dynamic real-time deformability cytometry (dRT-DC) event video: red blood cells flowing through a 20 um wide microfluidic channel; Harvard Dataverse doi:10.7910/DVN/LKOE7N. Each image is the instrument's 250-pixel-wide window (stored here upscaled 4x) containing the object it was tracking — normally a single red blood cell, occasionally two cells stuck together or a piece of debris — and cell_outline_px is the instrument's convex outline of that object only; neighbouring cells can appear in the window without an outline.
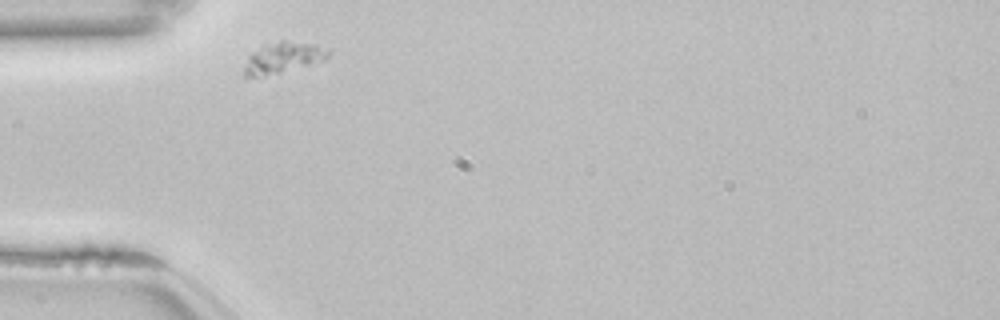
{"species": "common noctule bat (a hibernating species)", "species_latin": "Nyctalus noctula", "temperature_condition": "room temperature", "stored_images_in_passage": 33, "camera_frame_rate_fps": 3000, "um_per_image_px": 0.085, "animal": {"sex": "female", "body_mass_g": 22.7, "forearm_length_mm": 54.2}, "frame": {"image": 1, "passage_image": 1, "time_ms": 0.0, "image_size_px": [1000, 320], "cell_outline_px": [[332, 52], [324, 60], [280, 72], [256, 76], [244, 76], [244, 68], [248, 56], [252, 52], [264, 44], [280, 40], [284, 40], [316, 44], [328, 48]], "centroid_in_image_um": [24.08, 4.86], "position_along_channel_um": 60.9, "area_um2": 14.97}}
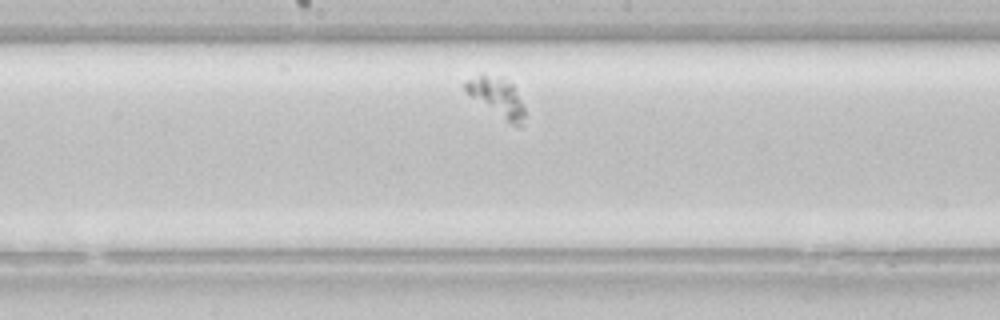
{"frame": {"image": 2, "passage_image": 14, "time_ms": 4.333, "image_size_px": [1000, 320], "cell_outline_px": [[524, 116], [520, 128], [512, 124], [472, 96], [464, 88], [464, 80], [480, 72], [512, 84], [524, 108]], "centroid_in_image_um": [42.21, 8.23], "position_along_channel_um": 206.0, "area_um2": 12.77}}
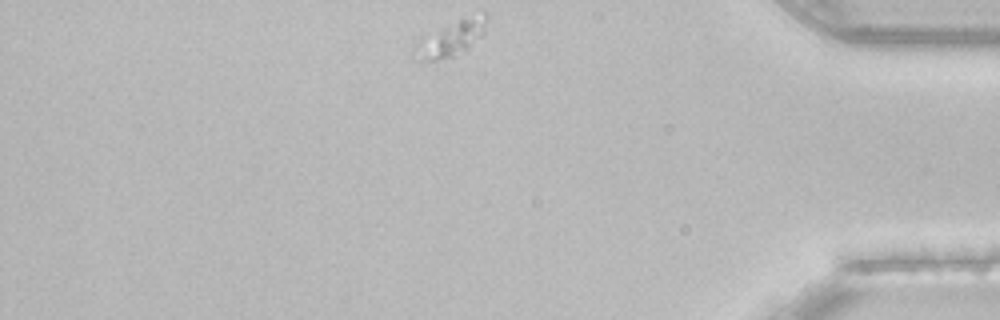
{"frame": {"image": 3, "passage_image": 33, "time_ms": 10.667, "image_size_px": [1000, 320], "cell_outline_px": [[488, 16], [484, 32], [468, 48], [452, 56], [436, 60], [420, 60], [416, 44], [420, 36], [460, 20], [484, 12]], "centroid_in_image_um": [38.37, 3.24], "position_along_channel_um": 396.8, "area_um2": 14.05}}